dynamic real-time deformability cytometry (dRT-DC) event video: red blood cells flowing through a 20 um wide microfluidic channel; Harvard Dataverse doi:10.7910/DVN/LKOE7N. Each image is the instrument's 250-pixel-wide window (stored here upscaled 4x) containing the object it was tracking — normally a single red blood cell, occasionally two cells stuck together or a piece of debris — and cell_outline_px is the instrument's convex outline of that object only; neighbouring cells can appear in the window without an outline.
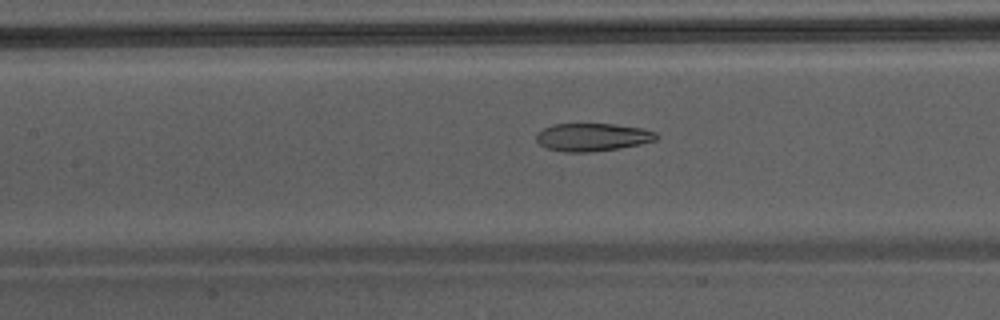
{"species": "Egyptian fruit bat (a non-hibernating species)", "species_latin": "Rousettus aegyptiacus", "temperature_condition": "warm", "stored_images_in_passage": 51, "camera_frame_rate_fps": 3000, "um_per_image_px": 0.085, "animal": {"sex": "male"}, "frame": {"image": 1, "passage_image": 25, "time_ms": 8.0, "image_size_px": [1000, 320], "cell_outline_px": [[656, 140], [640, 144], [616, 148], [588, 152], [564, 152], [548, 148], [540, 144], [536, 140], [536, 132], [552, 124], [612, 124], [640, 128], [656, 132]], "centroid_in_image_um": [50.31, 11.65], "position_along_channel_um": 157.1, "area_um2": 19.25}}
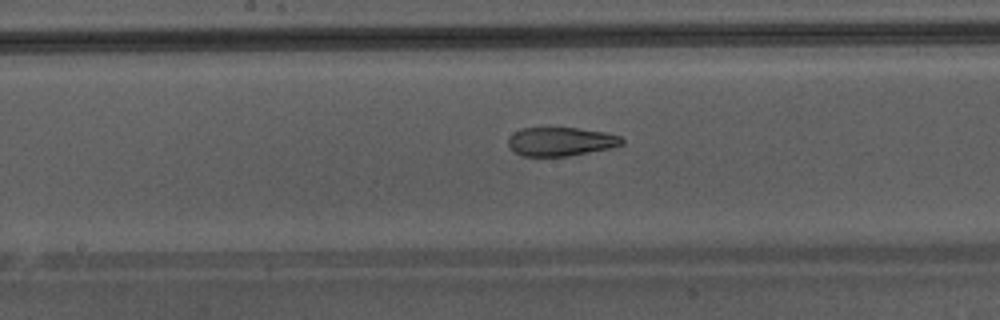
{"frame": {"image": 2, "passage_image": 28, "time_ms": 9.0, "image_size_px": [1000, 320], "cell_outline_px": [[624, 144], [608, 148], [568, 156], [524, 156], [512, 152], [508, 148], [508, 140], [512, 132], [524, 128], [576, 128], [608, 132], [620, 136], [624, 140]], "centroid_in_image_um": [47.63, 12.03], "position_along_channel_um": 200.6, "area_um2": 19.13}}
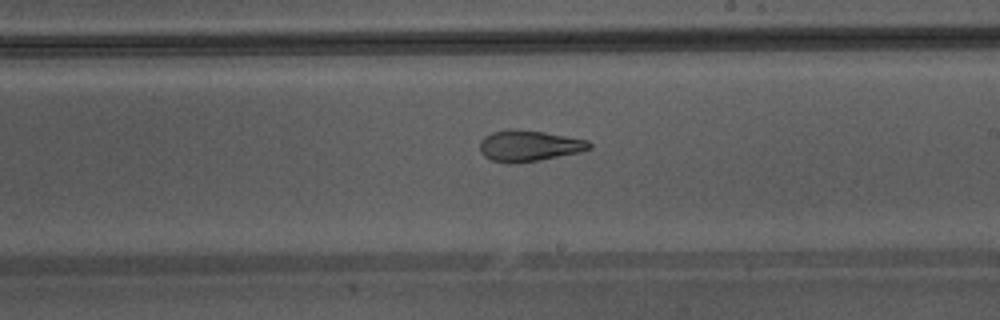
{"frame": {"image": 3, "passage_image": 31, "time_ms": 10.0, "image_size_px": [1000, 320], "cell_outline_px": [[592, 148], [580, 152], [540, 160], [508, 164], [492, 160], [484, 156], [480, 152], [480, 140], [484, 136], [492, 132], [544, 132], [588, 140], [592, 144]], "centroid_in_image_um": [44.99, 12.44], "position_along_channel_um": 244.0, "area_um2": 19.19}}